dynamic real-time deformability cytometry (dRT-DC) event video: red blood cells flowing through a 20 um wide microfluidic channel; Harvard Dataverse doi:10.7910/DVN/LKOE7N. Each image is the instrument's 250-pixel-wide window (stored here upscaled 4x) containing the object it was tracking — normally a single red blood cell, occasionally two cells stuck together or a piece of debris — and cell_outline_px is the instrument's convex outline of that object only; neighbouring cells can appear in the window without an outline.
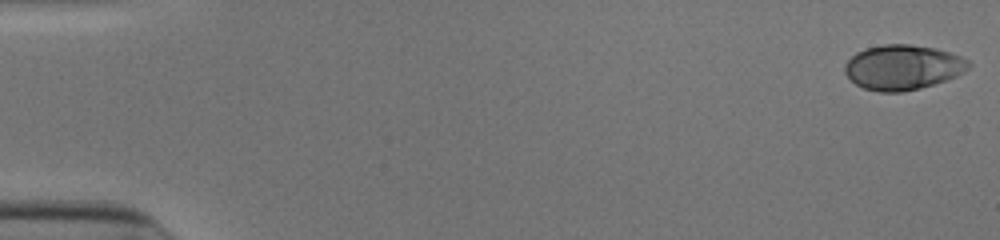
{"species": "human", "species_latin": "Homo sapiens", "temperature_condition": "cold", "stored_images_in_passage": 53, "camera_frame_rate_fps": 3000, "um_per_image_px": 0.085, "donor": {"sex": "male"}, "frame": {"image": 1, "passage_image": 1, "time_ms": 0.0, "image_size_px": [1000, 240], "cell_outline_px": [[972, 64], [964, 72], [956, 76], [920, 88], [900, 92], [880, 92], [864, 88], [856, 84], [844, 72], [844, 64], [856, 52], [864, 48], [884, 44], [908, 44], [936, 48], [960, 56], [968, 60]], "centroid_in_image_um": [76.72, 5.71], "position_along_channel_um": 8.3, "area_um2": 32.31}}
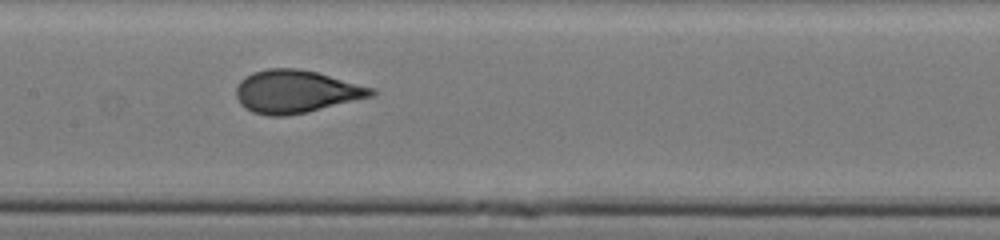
{"frame": {"image": 2, "passage_image": 27, "time_ms": 8.667, "image_size_px": [1000, 240], "cell_outline_px": [[376, 92], [372, 96], [308, 112], [284, 116], [268, 116], [252, 112], [244, 108], [240, 104], [236, 96], [236, 84], [240, 80], [252, 72], [268, 68], [300, 68], [316, 72], [376, 88]], "centroid_in_image_um": [25.13, 7.78], "position_along_channel_um": 182.3, "area_um2": 33.93}}
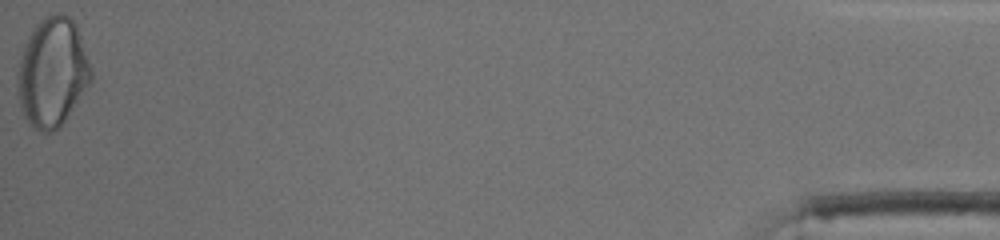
{"frame": {"image": 3, "passage_image": 53, "time_ms": 17.333, "image_size_px": [1000, 240], "cell_outline_px": [[92, 80], [60, 128], [52, 132], [40, 132], [24, 116], [20, 104], [16, 80], [16, 72], [24, 44], [28, 36], [36, 24], [44, 16], [56, 12], [64, 12], [76, 24], [92, 68]], "centroid_in_image_um": [4.45, 6.12], "position_along_channel_um": 430.7, "area_um2": 46.99}, "authors_computed_cell_mechanics": {"area_um2": 33.2928, "velocity_mm_per_s": 3.9175, "shape_relaxation_time_tau1_ms": 4.7222, "shape_relaxation_time_tau2_ms": null, "deformation_change_tau1": 0.1892, "deformation_change_tau2": null}}